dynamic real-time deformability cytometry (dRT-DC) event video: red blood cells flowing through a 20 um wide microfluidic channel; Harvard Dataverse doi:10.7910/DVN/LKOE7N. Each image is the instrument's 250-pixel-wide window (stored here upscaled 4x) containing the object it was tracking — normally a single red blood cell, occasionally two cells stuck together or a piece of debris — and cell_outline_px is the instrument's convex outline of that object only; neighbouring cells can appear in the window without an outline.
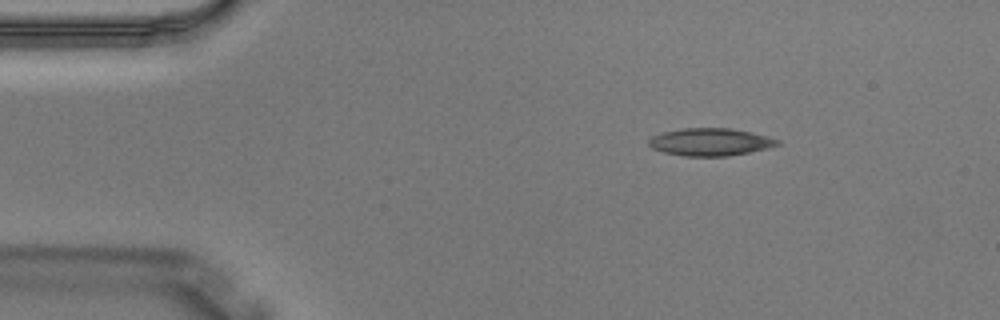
{"species": "Egyptian fruit bat (a non-hibernating species)", "species_latin": "Rousettus aegyptiacus", "temperature_condition": "warm", "stored_images_in_passage": 3, "camera_frame_rate_fps": 3000, "um_per_image_px": 0.085, "animal": {"sex": "male"}, "frame": {"image": 1, "passage_image": 3, "time_ms": 0.667, "image_size_px": [1000, 320], "cell_outline_px": [[780, 144], [768, 148], [728, 156], [684, 156], [664, 152], [652, 148], [648, 144], [648, 140], [652, 136], [664, 132], [680, 128], [732, 128], [752, 132], [768, 136], [780, 140]], "centroid_in_image_um": [60.38, 12.06], "position_along_channel_um": 24.6, "area_um2": 20.69}}